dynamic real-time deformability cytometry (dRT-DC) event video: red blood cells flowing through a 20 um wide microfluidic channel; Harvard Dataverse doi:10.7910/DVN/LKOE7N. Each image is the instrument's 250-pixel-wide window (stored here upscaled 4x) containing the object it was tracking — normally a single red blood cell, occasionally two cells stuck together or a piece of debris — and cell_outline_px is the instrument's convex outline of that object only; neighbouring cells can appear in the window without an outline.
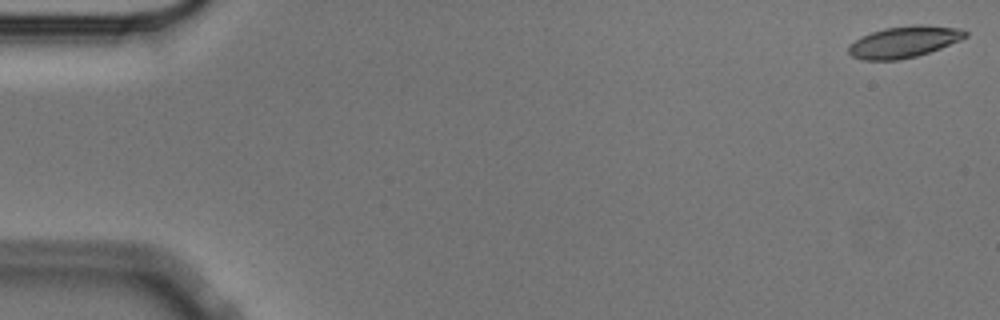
{"species": "Egyptian fruit bat (a non-hibernating species)", "species_latin": "Rousettus aegyptiacus", "temperature_condition": "cold", "stored_images_in_passage": 55, "camera_frame_rate_fps": 3000, "um_per_image_px": 0.085, "animal": {"sex": "male"}, "frame": {"image": 1, "passage_image": 1, "time_ms": 0.0, "image_size_px": [1000, 320], "cell_outline_px": [[968, 36], [960, 40], [940, 48], [916, 56], [900, 60], [864, 60], [852, 56], [848, 52], [848, 48], [856, 40], [872, 32], [884, 28], [912, 24], [920, 24], [960, 28], [968, 32]], "centroid_in_image_um": [76.88, 3.55], "position_along_channel_um": 8.1, "area_um2": 21.27}}
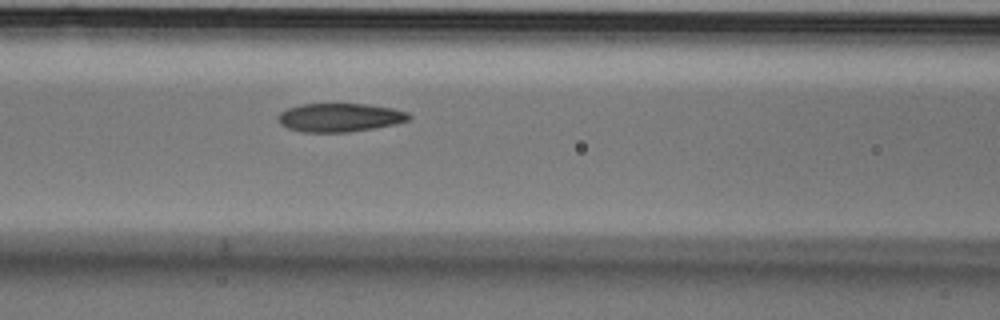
{"frame": {"image": 2, "passage_image": 24, "time_ms": 7.667, "image_size_px": [1000, 320], "cell_outline_px": [[412, 116], [408, 120], [396, 124], [348, 132], [300, 132], [288, 128], [280, 124], [276, 120], [276, 116], [280, 112], [288, 108], [300, 104], [368, 104], [392, 108], [408, 112]], "centroid_in_image_um": [28.85, 9.98], "position_along_channel_um": 137.8, "area_um2": 21.91}}
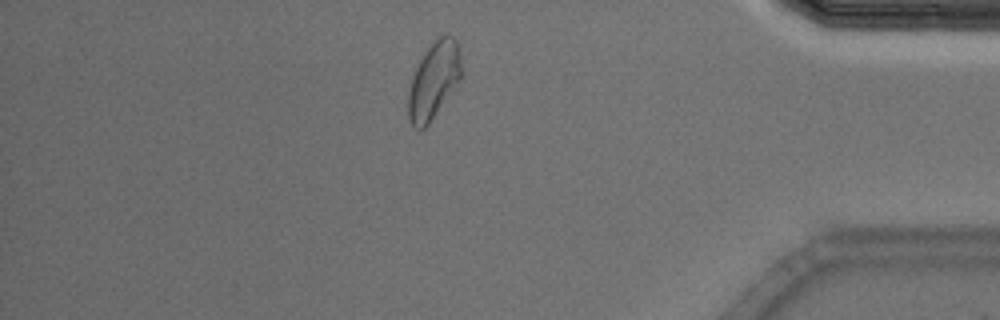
{"frame": {"image": 3, "passage_image": 49, "time_ms": 16.0, "image_size_px": [1000, 320], "cell_outline_px": [[460, 80], [428, 124], [420, 132], [412, 128], [408, 116], [408, 92], [412, 76], [420, 60], [428, 48], [444, 32], [452, 36], [460, 44]], "centroid_in_image_um": [36.86, 6.85], "position_along_channel_um": 398.3, "area_um2": 23.64}}